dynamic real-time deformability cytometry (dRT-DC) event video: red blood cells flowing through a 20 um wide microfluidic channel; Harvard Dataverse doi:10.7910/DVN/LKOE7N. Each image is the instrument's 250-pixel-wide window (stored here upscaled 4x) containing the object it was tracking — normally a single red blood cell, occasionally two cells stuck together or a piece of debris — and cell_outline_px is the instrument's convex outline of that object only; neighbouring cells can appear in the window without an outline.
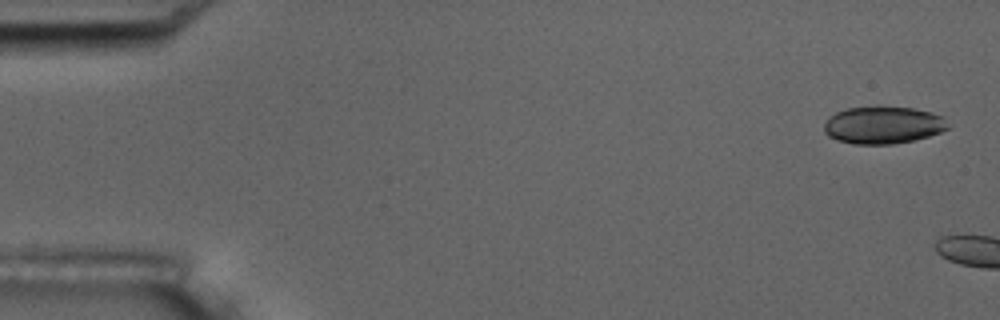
{"species": "common noctule bat (a hibernating species)", "species_latin": "Nyctalus noctula", "temperature_condition": "room temperature", "stored_images_in_passage": 7, "camera_frame_rate_fps": 3000, "um_per_image_px": 0.085, "animal": {"sex": "male", "body_mass_g": 17.5, "forearm_length_mm": 52.3}, "frame": {"image": 1, "passage_image": 1, "time_ms": 0.0, "image_size_px": [1000, 320], "cell_outline_px": [[948, 128], [940, 132], [928, 136], [912, 140], [892, 144], [852, 144], [836, 140], [828, 136], [824, 132], [824, 124], [828, 116], [836, 112], [848, 108], [876, 104], [880, 104], [912, 108], [932, 112], [944, 116]], "centroid_in_image_um": [75.02, 10.59], "position_along_channel_um": 10.0, "area_um2": 27.63}}
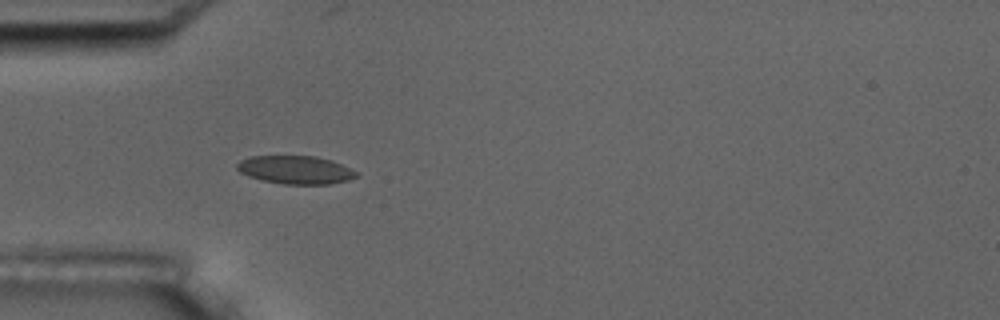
{"frame": {"image": 2, "passage_image": 6, "time_ms": 6.667, "image_size_px": [1000, 320], "cell_outline_px": [[356, 176], [348, 180], [328, 184], [284, 184], [264, 180], [248, 176], [240, 172], [236, 168], [236, 164], [240, 160], [248, 156], [316, 156], [332, 160], [356, 172]], "centroid_in_image_um": [25.07, 14.42], "position_along_channel_um": 59.9, "area_um2": 19.42}}